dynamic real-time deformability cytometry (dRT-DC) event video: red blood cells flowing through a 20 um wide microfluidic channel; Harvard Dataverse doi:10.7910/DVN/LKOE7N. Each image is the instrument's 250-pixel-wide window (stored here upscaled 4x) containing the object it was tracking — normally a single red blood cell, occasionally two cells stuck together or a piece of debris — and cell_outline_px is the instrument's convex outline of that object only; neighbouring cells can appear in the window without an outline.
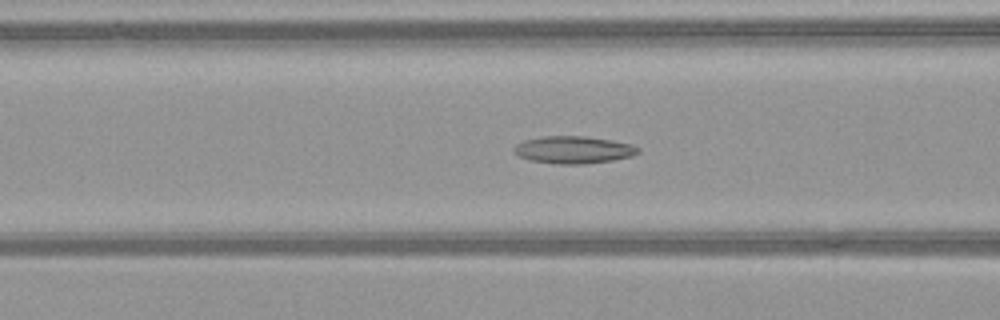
{"species": "common noctule bat (a hibernating species)", "species_latin": "Nyctalus noctula", "temperature_condition": "warm", "stored_images_in_passage": 45, "camera_frame_rate_fps": 3000, "um_per_image_px": 0.085, "animal": {"sex": "female", "body_mass_g": 21.9}, "frame": {"image": 1, "passage_image": 22, "time_ms": 7.0, "image_size_px": [1000, 320], "cell_outline_px": [[640, 152], [632, 156], [612, 160], [584, 164], [556, 164], [528, 160], [512, 152], [512, 148], [516, 144], [524, 140], [544, 136], [584, 136], [612, 140], [632, 144], [640, 148]], "centroid_in_image_um": [48.73, 12.73], "position_along_channel_um": 117.9, "area_um2": 19.94}}
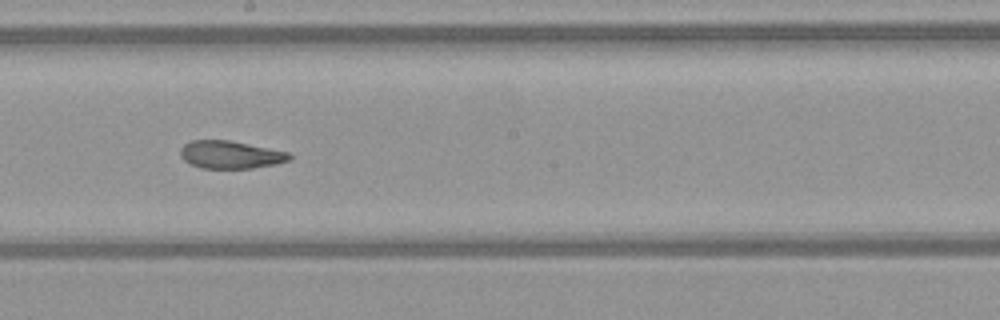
{"frame": {"image": 2, "passage_image": 30, "time_ms": 9.667, "image_size_px": [1000, 320], "cell_outline_px": [[292, 156], [288, 160], [276, 164], [252, 168], [200, 168], [184, 160], [180, 156], [180, 148], [184, 144], [192, 140], [228, 140], [288, 152]], "centroid_in_image_um": [19.55, 13.15], "position_along_channel_um": 228.6, "area_um2": 17.46}}
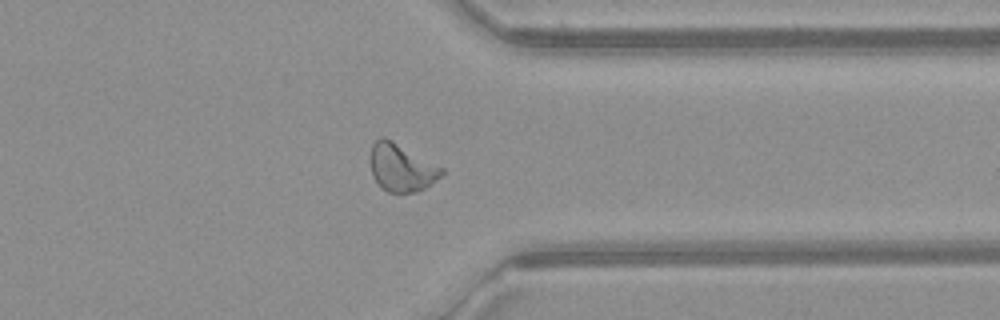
{"frame": {"image": 3, "passage_image": 41, "time_ms": 13.333, "image_size_px": [1000, 320], "cell_outline_px": [[444, 172], [440, 176], [424, 188], [416, 192], [388, 192], [372, 176], [372, 144], [380, 136], [384, 136], [392, 140], [444, 168]], "centroid_in_image_um": [34.13, 14.23], "position_along_channel_um": 377.3, "area_um2": 19.31}}